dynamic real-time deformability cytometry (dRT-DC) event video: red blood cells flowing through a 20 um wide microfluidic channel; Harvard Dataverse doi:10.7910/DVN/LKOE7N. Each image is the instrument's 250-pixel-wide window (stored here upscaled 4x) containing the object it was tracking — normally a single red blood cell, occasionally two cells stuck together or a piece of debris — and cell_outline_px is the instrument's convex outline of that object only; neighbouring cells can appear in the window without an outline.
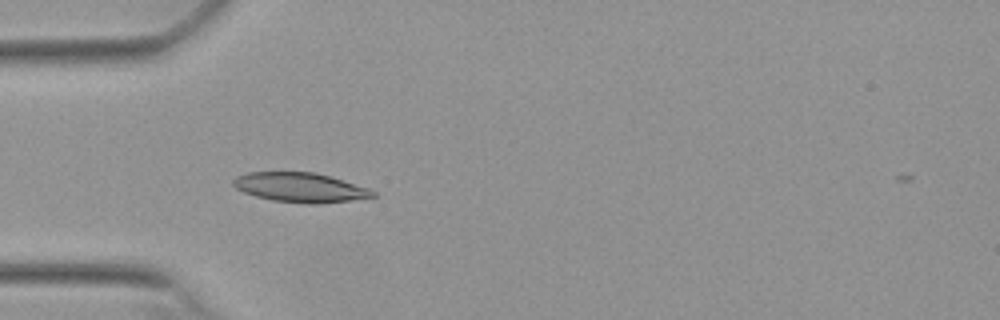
{"species": "Egyptian fruit bat (a non-hibernating species)", "species_latin": "Rousettus aegyptiacus", "temperature_condition": "warm", "stored_images_in_passage": 33, "camera_frame_rate_fps": 3000, "um_per_image_px": 0.085, "animal": {"sex": "female"}, "frame": {"image": 1, "passage_image": 7, "time_ms": 2.0, "image_size_px": [1000, 320], "cell_outline_px": [[376, 196], [348, 200], [316, 204], [308, 204], [272, 200], [256, 196], [244, 192], [236, 188], [232, 184], [232, 180], [236, 176], [248, 172], [316, 172], [368, 188], [376, 192]], "centroid_in_image_um": [25.48, 15.93], "position_along_channel_um": 59.5, "area_um2": 23.81}}
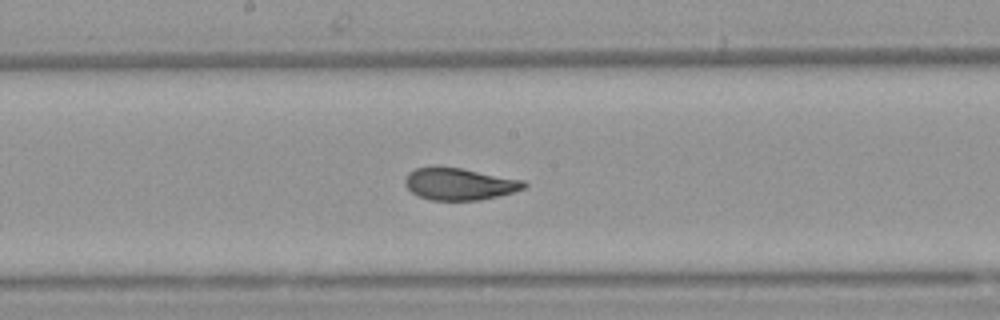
{"frame": {"image": 2, "passage_image": 19, "time_ms": 6.0, "image_size_px": [1000, 320], "cell_outline_px": [[528, 184], [524, 188], [500, 196], [480, 200], [432, 200], [420, 196], [412, 192], [404, 184], [404, 180], [408, 172], [416, 168], [436, 164], [460, 168], [524, 180]], "centroid_in_image_um": [39.01, 15.61], "position_along_channel_um": 209.2, "area_um2": 22.48}}
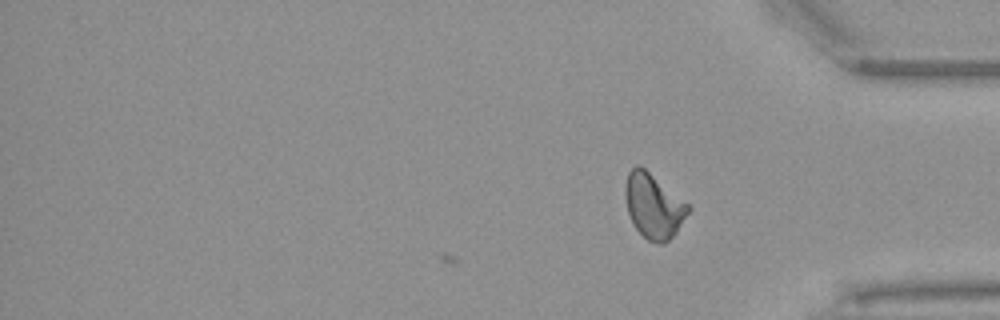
{"frame": {"image": 3, "passage_image": 33, "time_ms": 10.667, "image_size_px": [1000, 320], "cell_outline_px": [[692, 208], [676, 232], [668, 240], [660, 244], [656, 244], [648, 240], [632, 224], [628, 212], [624, 196], [624, 188], [628, 172], [636, 164], [640, 164], [688, 204]], "centroid_in_image_um": [55.53, 17.49], "position_along_channel_um": 379.7, "area_um2": 23.7}, "authors_computed_cell_mechanics": {"area_um2": 22.7154, "velocity_mm_per_s": 3.8211, "shape_relaxation_time_tau1_ms": 4.6057, "shape_relaxation_time_tau2_ms": 0.9058, "deformation_change_tau1": 0.1564, "deformation_change_tau2": 0.0598}}